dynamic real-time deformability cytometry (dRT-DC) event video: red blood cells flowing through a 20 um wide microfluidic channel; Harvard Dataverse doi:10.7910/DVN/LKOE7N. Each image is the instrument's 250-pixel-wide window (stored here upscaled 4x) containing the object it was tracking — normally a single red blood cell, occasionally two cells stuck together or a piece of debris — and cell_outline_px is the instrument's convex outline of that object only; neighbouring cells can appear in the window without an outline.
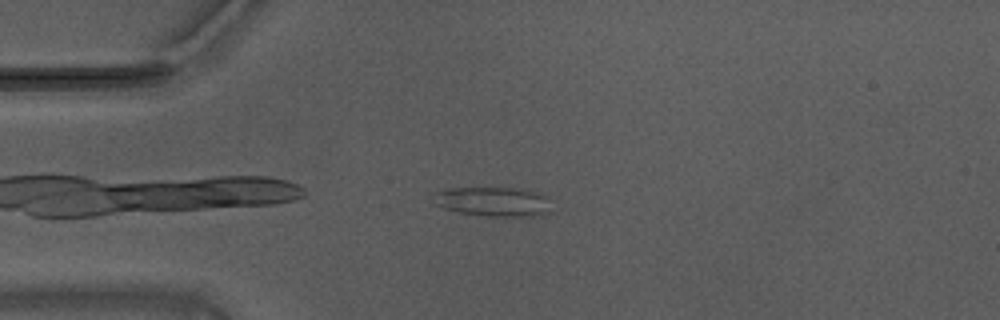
{"species": "Egyptian fruit bat (a non-hibernating species)", "species_latin": "Rousettus aegyptiacus", "temperature_condition": "warm", "stored_images_in_passage": 45, "camera_frame_rate_fps": 3000, "um_per_image_px": 0.085, "animal": {"sex": "male"}, "frame": {"image": 1, "passage_image": 3, "time_ms": 0.667, "image_size_px": [1000, 320], "cell_outline_px": [[552, 212], [532, 216], [488, 216], [460, 212], [444, 208], [432, 204], [436, 192], [452, 188], [520, 188], [540, 192], [548, 196]], "centroid_in_image_um": [41.99, 17.13], "position_along_channel_um": 43.0, "area_um2": 20.4}}
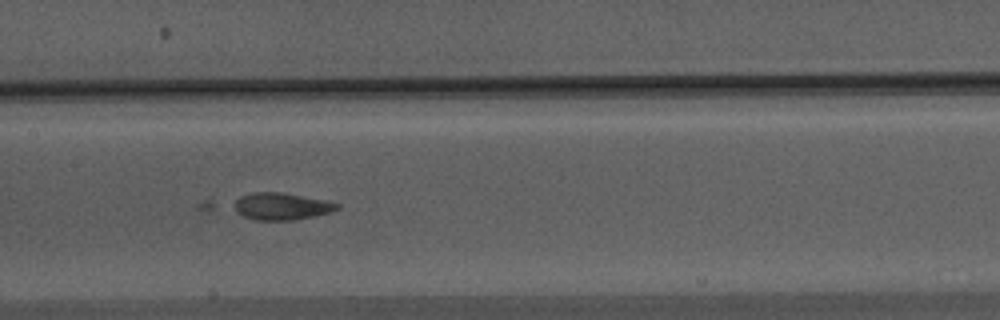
{"frame": {"image": 2, "passage_image": 16, "time_ms": 5.0, "image_size_px": [1000, 320], "cell_outline_px": [[340, 208], [332, 212], [292, 220], [256, 220], [244, 216], [236, 212], [236, 200], [240, 196], [252, 192], [280, 192], [324, 200], [340, 204]], "centroid_in_image_um": [23.94, 17.53], "position_along_channel_um": 183.5, "area_um2": 16.01}}
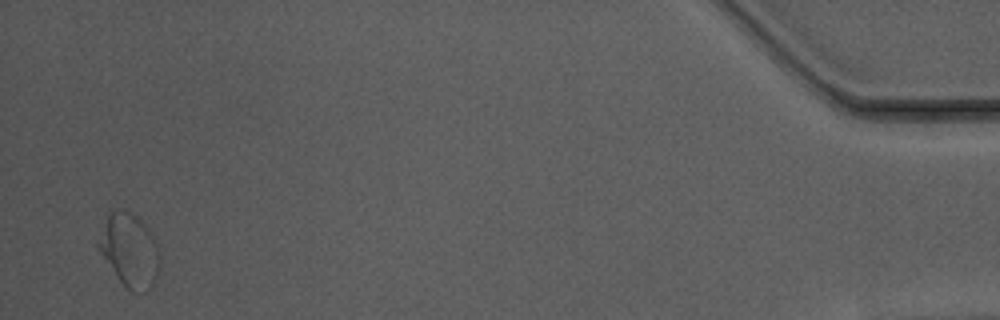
{"frame": {"image": 3, "passage_image": 43, "time_ms": 14.0, "image_size_px": [1000, 320], "cell_outline_px": [[160, 268], [148, 292], [132, 292], [120, 280], [100, 252], [96, 244], [108, 212], [128, 212], [136, 216], [152, 232], [160, 248]], "centroid_in_image_um": [11.05, 21.29], "position_along_channel_um": 424.1, "area_um2": 25.89}, "authors_computed_cell_mechanics": {"area_um2": 16.3574, "velocity_mm_per_s": 3.6729, "shape_relaxation_time_tau1_ms": 11.3543, "shape_relaxation_time_tau2_ms": null, "deformation_change_tau1": null, "deformation_change_tau2": null}}